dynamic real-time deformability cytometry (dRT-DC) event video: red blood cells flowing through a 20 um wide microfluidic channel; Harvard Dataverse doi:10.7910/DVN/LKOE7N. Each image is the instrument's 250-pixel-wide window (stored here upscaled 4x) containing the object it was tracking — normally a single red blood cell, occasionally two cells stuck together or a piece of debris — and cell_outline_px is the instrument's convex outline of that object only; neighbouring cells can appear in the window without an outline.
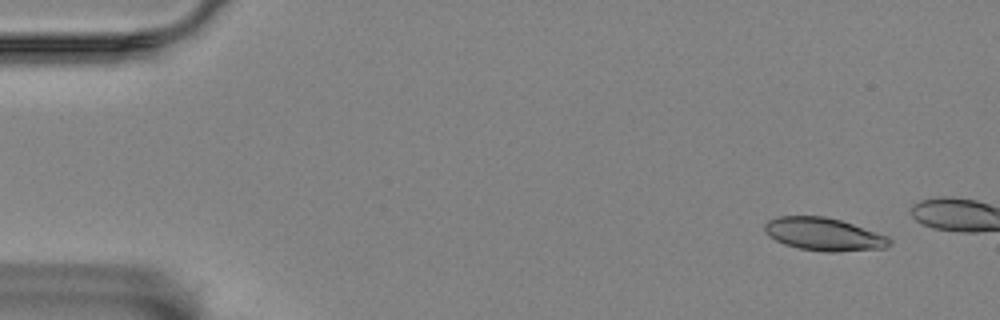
{"species": "Egyptian fruit bat (a non-hibernating species)", "species_latin": "Rousettus aegyptiacus", "temperature_condition": "room temperature", "stored_images_in_passage": 13, "camera_frame_rate_fps": 3000, "um_per_image_px": 0.085, "animal": {"sex": "female"}, "frame": {"image": 1, "passage_image": 4, "time_ms": 1.0, "image_size_px": [1000, 320], "cell_outline_px": [[892, 244], [884, 248], [836, 252], [824, 252], [800, 248], [784, 244], [768, 236], [764, 232], [764, 224], [768, 220], [776, 216], [824, 216], [840, 220], [888, 236], [892, 240]], "centroid_in_image_um": [70.0, 19.91], "position_along_channel_um": 15.0, "area_um2": 23.99}}